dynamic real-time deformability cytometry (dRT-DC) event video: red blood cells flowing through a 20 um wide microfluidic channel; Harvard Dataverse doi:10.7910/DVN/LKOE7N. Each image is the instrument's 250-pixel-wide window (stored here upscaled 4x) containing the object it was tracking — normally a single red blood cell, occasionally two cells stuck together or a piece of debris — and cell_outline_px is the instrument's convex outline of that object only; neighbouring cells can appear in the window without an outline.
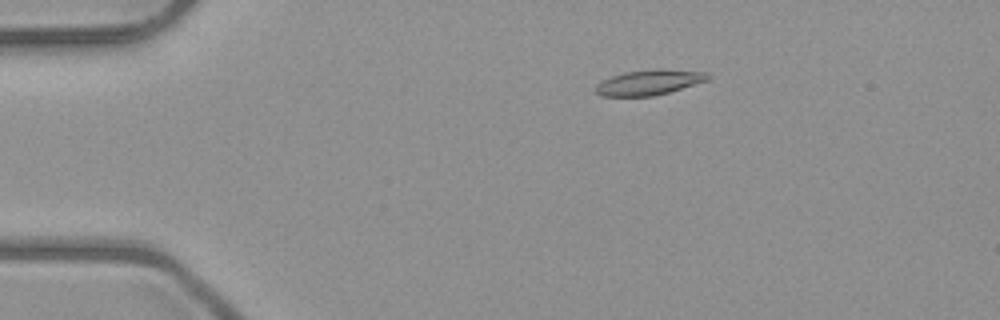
{"species": "common noctule bat (a hibernating species)", "species_latin": "Nyctalus noctula", "temperature_condition": "room temperature", "stored_images_in_passage": 5, "camera_frame_rate_fps": 3000, "um_per_image_px": 0.085, "animal": {"sex": "male", "body_mass_g": 23.1, "forearm_length_mm": 52.7}, "frame": {"image": 1, "passage_image": 5, "time_ms": 5.333, "image_size_px": [1000, 320], "cell_outline_px": [[708, 80], [668, 92], [652, 96], [600, 96], [596, 92], [596, 84], [612, 76], [624, 72], [660, 68], [708, 72]], "centroid_in_image_um": [55.17, 6.99], "position_along_channel_um": 29.8, "area_um2": 16.36}}